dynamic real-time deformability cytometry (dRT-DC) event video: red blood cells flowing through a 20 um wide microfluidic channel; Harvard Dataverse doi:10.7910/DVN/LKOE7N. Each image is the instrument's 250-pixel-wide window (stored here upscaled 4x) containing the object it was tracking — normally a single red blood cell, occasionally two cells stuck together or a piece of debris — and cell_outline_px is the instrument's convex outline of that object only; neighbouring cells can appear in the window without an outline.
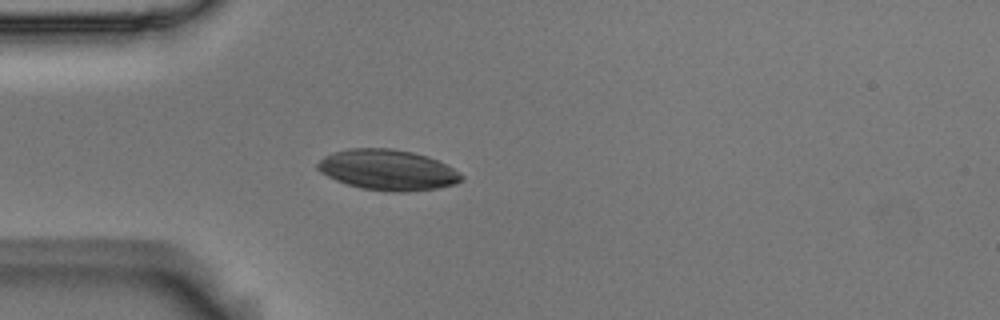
{"species": "Egyptian fruit bat (a non-hibernating species)", "species_latin": "Rousettus aegyptiacus", "temperature_condition": "room temperature", "stored_images_in_passage": 40, "camera_frame_rate_fps": 3000, "um_per_image_px": 0.085, "animal": {"sex": "male"}, "frame": {"image": 1, "passage_image": 1, "time_ms": 0.0, "image_size_px": [1000, 320], "cell_outline_px": [[464, 180], [456, 184], [440, 188], [408, 192], [388, 192], [360, 188], [336, 180], [320, 172], [316, 168], [316, 164], [324, 156], [348, 148], [392, 148], [412, 152], [428, 156], [460, 172], [464, 176]], "centroid_in_image_um": [32.98, 14.45], "position_along_channel_um": 52.0, "area_um2": 34.22}}
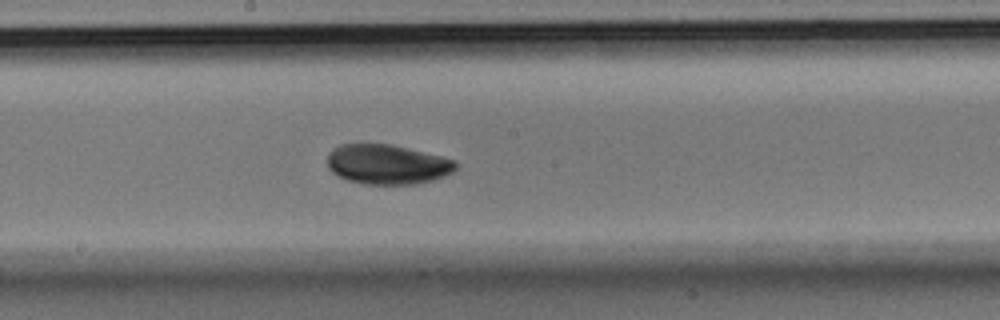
{"frame": {"image": 2, "passage_image": 15, "time_ms": 4.667, "image_size_px": [1000, 320], "cell_outline_px": [[460, 164], [452, 172], [444, 176], [432, 180], [416, 184], [364, 184], [348, 180], [336, 176], [328, 168], [328, 152], [332, 148], [340, 144], [392, 144], [444, 156], [456, 160]], "centroid_in_image_um": [32.94, 13.96], "position_along_channel_um": 215.3, "area_um2": 30.17}}
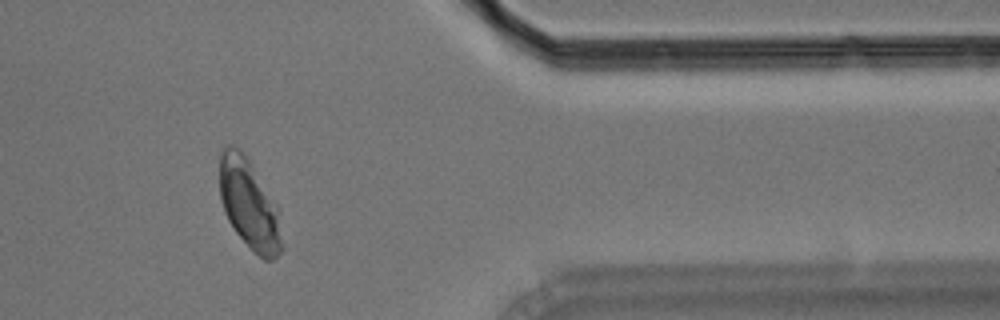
{"frame": {"image": 3, "passage_image": 31, "time_ms": 10.0, "image_size_px": [1000, 320], "cell_outline_px": [[284, 248], [272, 260], [264, 260], [252, 252], [236, 232], [228, 220], [224, 212], [220, 200], [220, 152], [228, 144], [240, 148], [244, 152], [276, 212]], "centroid_in_image_um": [21.12, 17.41], "position_along_channel_um": 390.3, "area_um2": 31.56}}